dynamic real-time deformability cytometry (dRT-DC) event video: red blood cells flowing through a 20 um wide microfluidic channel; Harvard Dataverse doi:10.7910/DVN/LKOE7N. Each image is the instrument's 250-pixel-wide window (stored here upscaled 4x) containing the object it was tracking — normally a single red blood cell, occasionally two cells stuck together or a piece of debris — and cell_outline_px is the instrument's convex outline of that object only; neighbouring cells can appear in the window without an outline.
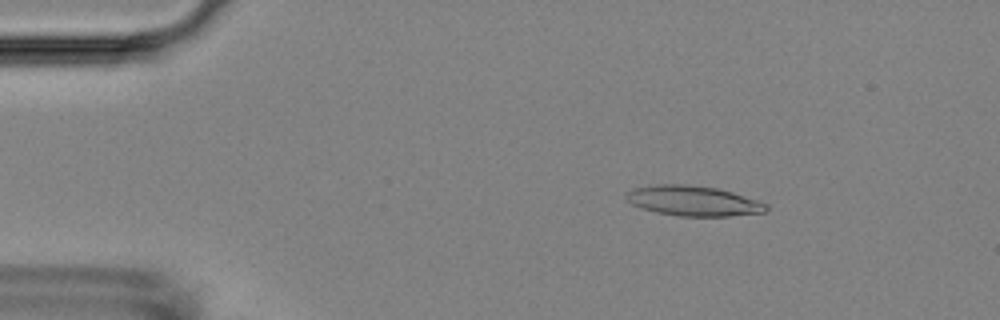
{"species": "Egyptian fruit bat (a non-hibernating species)", "species_latin": "Rousettus aegyptiacus", "temperature_condition": "room temperature", "stored_images_in_passage": 50, "camera_frame_rate_fps": 3000, "um_per_image_px": 0.085, "animal": {"sex": "female"}, "frame": {"image": 1, "passage_image": 4, "time_ms": 1.0, "image_size_px": [1000, 320], "cell_outline_px": [[768, 208], [764, 212], [728, 216], [680, 216], [656, 212], [640, 208], [632, 204], [624, 196], [632, 188], [660, 184], [688, 184], [716, 188], [732, 192], [760, 200], [768, 204]], "centroid_in_image_um": [58.94, 17.07], "position_along_channel_um": 26.1, "area_um2": 24.62}}
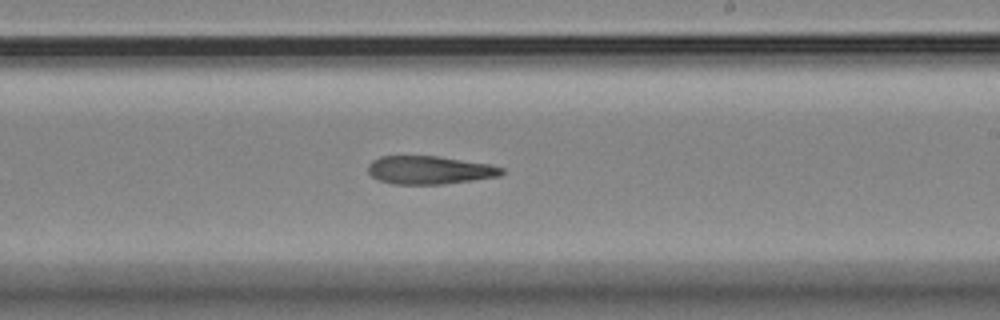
{"frame": {"image": 2, "passage_image": 28, "time_ms": 9.0, "image_size_px": [1000, 320], "cell_outline_px": [[504, 172], [500, 176], [444, 184], [392, 184], [380, 180], [372, 176], [368, 172], [368, 164], [372, 160], [380, 156], [440, 156], [488, 164], [504, 168]], "centroid_in_image_um": [36.5, 14.45], "position_along_channel_um": 252.5, "area_um2": 21.96}}
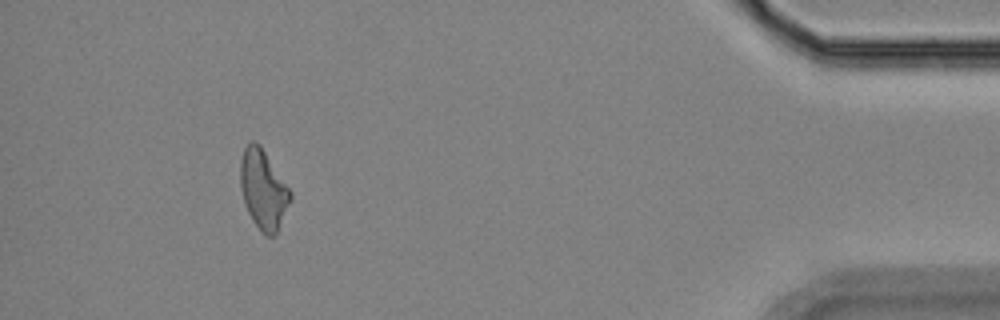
{"frame": {"image": 3, "passage_image": 46, "time_ms": 15.0, "image_size_px": [1000, 320], "cell_outline_px": [[292, 200], [276, 232], [272, 236], [264, 236], [252, 220], [244, 204], [240, 188], [240, 160], [244, 148], [252, 140], [260, 144], [292, 192]], "centroid_in_image_um": [22.37, 16.1], "position_along_channel_um": 412.8, "area_um2": 23.24}, "authors_computed_cell_mechanics": {"area_um2": 22.8599, "velocity_mm_per_s": 3.6317, "shape_relaxation_time_tau1_ms": null, "shape_relaxation_time_tau2_ms": 7.3695, "deformation_change_tau1": null, "deformation_change_tau2": 0.2295}}